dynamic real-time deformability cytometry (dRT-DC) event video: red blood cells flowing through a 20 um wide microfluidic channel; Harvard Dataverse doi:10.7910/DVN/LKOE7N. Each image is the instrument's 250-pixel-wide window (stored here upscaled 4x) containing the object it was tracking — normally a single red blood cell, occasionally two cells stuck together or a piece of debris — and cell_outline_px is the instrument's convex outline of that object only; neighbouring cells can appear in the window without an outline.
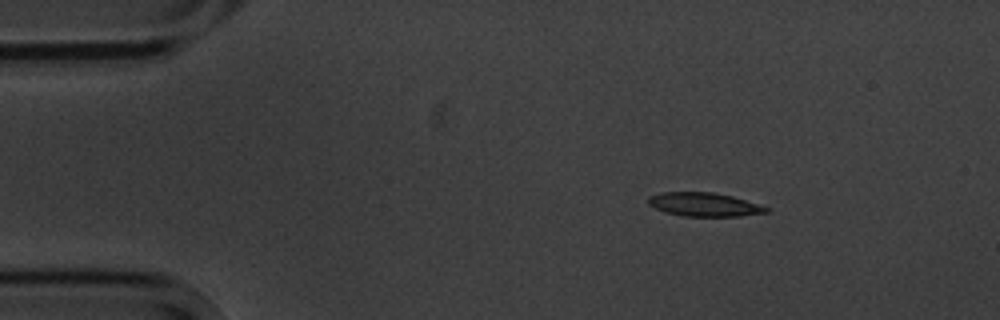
{"species": "common noctule bat (a hibernating species)", "species_latin": "Nyctalus noctula", "temperature_condition": "cold", "stored_images_in_passage": 4, "camera_frame_rate_fps": 3000, "um_per_image_px": 0.085, "animal": {"sex": "male", "body_mass_g": 20.1, "forearm_length_mm": 53.5}, "frame": {"image": 1, "passage_image": 1, "time_ms": 0.0, "image_size_px": [1000, 320], "cell_outline_px": [[772, 208], [768, 212], [740, 216], [684, 216], [668, 212], [656, 208], [648, 204], [648, 196], [660, 192], [712, 192], [732, 196]], "centroid_in_image_um": [59.88, 17.37], "position_along_channel_um": 25.1, "area_um2": 16.24}}